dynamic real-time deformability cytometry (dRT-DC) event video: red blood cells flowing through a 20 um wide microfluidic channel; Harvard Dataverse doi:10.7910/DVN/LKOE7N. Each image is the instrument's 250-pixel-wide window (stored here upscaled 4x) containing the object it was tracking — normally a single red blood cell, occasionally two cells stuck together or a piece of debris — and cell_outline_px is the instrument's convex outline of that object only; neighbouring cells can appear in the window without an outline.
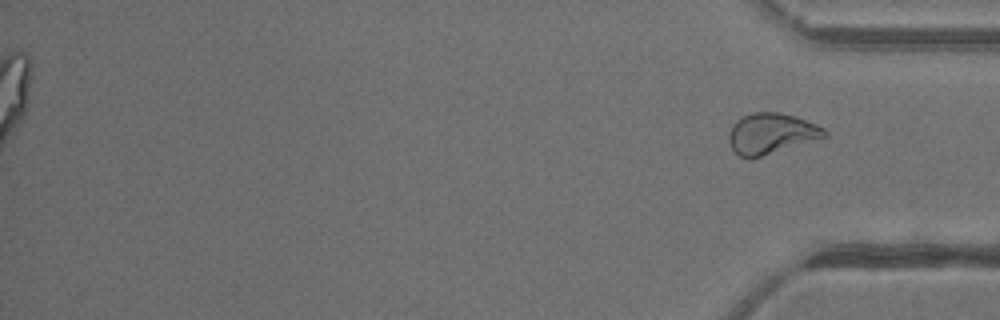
{"species": "common noctule bat (a hibernating species)", "species_latin": "Nyctalus noctula", "temperature_condition": "warm", "stored_images_in_passage": 49, "segment_of_instrument_passage": [2, 2], "camera_frame_rate_fps": 3000, "um_per_image_px": 0.085, "animal": {"sex": "female"}, "frame": {"image": 1, "passage_image": 49, "time_ms": 16.0, "image_size_px": [1000, 320], "cell_outline_px": [[828, 136], [824, 140], [760, 156], [740, 156], [732, 148], [728, 140], [728, 132], [732, 124], [736, 120], [752, 112], [780, 112], [796, 116], [816, 124], [824, 128], [828, 132]], "centroid_in_image_um": [65.64, 11.34], "position_along_channel_um": 369.6, "area_um2": 23.06}}